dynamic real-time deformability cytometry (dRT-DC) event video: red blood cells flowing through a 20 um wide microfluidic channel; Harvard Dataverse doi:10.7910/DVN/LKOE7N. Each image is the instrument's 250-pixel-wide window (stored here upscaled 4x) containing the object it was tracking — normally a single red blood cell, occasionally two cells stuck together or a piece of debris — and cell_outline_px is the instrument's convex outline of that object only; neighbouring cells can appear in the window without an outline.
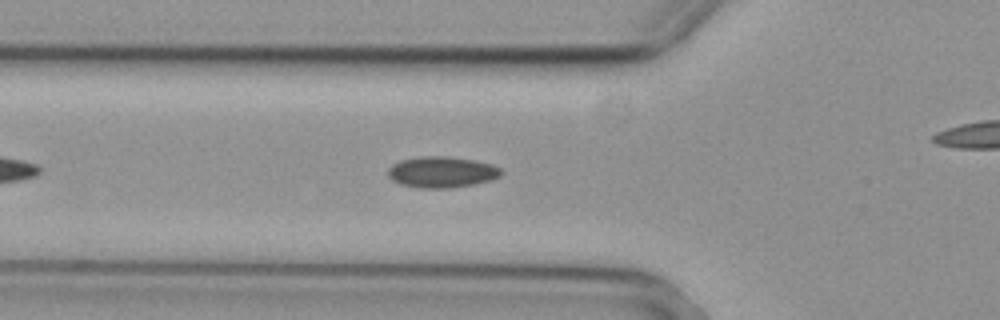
{"species": "common noctule bat (a hibernating species)", "species_latin": "Nyctalus noctula", "temperature_condition": "cold", "stored_images_in_passage": 28, "camera_frame_rate_fps": 3000, "um_per_image_px": 0.085, "animal": {"sex": "female", "body_mass_g": 29.2, "forearm_length_mm": 56.3}, "frame": {"image": 1, "passage_image": 2, "time_ms": 0.333, "image_size_px": [1000, 320], "cell_outline_px": [[504, 172], [500, 176], [492, 180], [472, 184], [448, 188], [416, 188], [400, 184], [392, 180], [388, 176], [388, 168], [392, 164], [400, 160], [424, 156], [448, 156], [476, 160], [492, 164], [500, 168]], "centroid_in_image_um": [37.55, 14.62], "position_along_channel_um": 88.2, "area_um2": 20.69}}
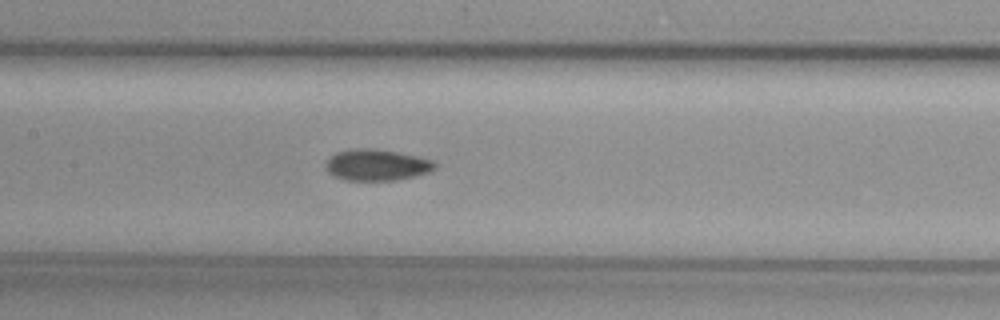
{"frame": {"image": 2, "passage_image": 9, "time_ms": 2.667, "image_size_px": [1000, 320], "cell_outline_px": [[436, 168], [428, 172], [396, 180], [344, 180], [332, 176], [328, 172], [324, 164], [336, 152], [352, 148], [372, 148], [400, 152], [432, 160], [436, 164]], "centroid_in_image_um": [31.98, 14.01], "position_along_channel_um": 175.4, "area_um2": 19.94}}
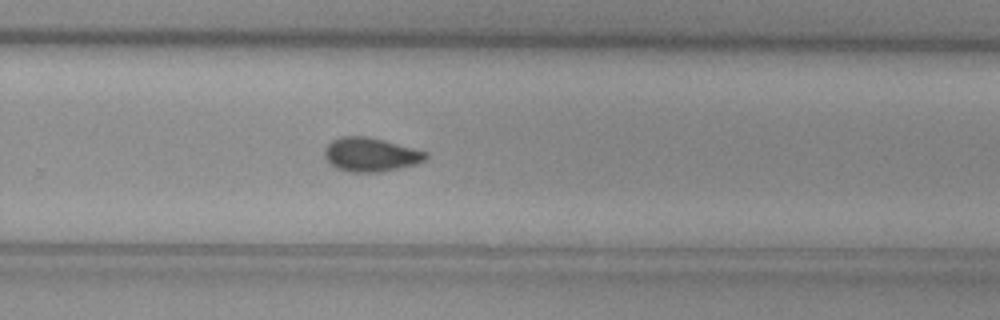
{"frame": {"image": 3, "passage_image": 19, "time_ms": 6.0, "image_size_px": [1000, 320], "cell_outline_px": [[428, 156], [424, 160], [416, 164], [400, 168], [380, 172], [348, 172], [336, 168], [324, 156], [324, 148], [332, 140], [340, 136], [368, 136], [384, 140], [428, 152]], "centroid_in_image_um": [31.5, 13.14], "position_along_channel_um": 298.3, "area_um2": 20.06}}